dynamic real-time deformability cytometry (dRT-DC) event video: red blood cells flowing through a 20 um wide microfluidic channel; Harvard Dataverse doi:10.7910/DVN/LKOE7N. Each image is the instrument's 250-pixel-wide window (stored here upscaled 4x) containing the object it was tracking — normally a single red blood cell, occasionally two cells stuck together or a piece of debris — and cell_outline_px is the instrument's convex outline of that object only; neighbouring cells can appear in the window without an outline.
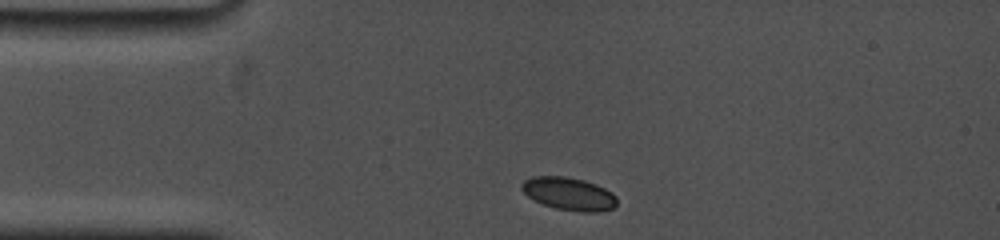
{"species": "common noctule bat (a hibernating species)", "species_latin": "Nyctalus noctula", "temperature_condition": "cold", "stored_images_in_passage": 7, "camera_frame_rate_fps": 5000, "um_per_image_px": 0.085, "animal": {"sex": "female", "body_mass_g": 19.0, "forearm_length_mm": 53.3}, "frame": {"image": 1, "passage_image": 1, "time_ms": 0.0, "image_size_px": [1000, 240], "cell_outline_px": [[616, 208], [600, 212], [580, 212], [556, 208], [544, 204], [528, 196], [520, 188], [520, 184], [524, 180], [532, 176], [564, 176], [584, 180], [596, 184], [612, 192], [616, 196]], "centroid_in_image_um": [48.38, 16.47], "position_along_channel_um": 36.6, "area_um2": 18.32}}
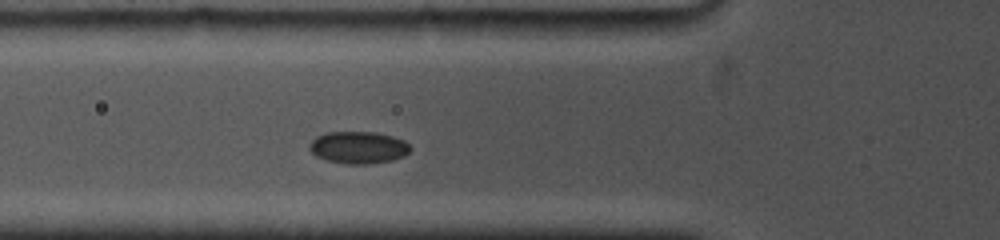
{"frame": {"image": 2, "passage_image": 4, "time_ms": 2.4, "image_size_px": [1000, 240], "cell_outline_px": [[412, 148], [404, 156], [392, 160], [368, 164], [348, 164], [328, 160], [316, 156], [308, 148], [308, 144], [316, 136], [324, 132], [376, 132], [392, 136], [404, 140]], "centroid_in_image_um": [30.45, 12.52], "position_along_channel_um": 95.4, "area_um2": 18.96}}
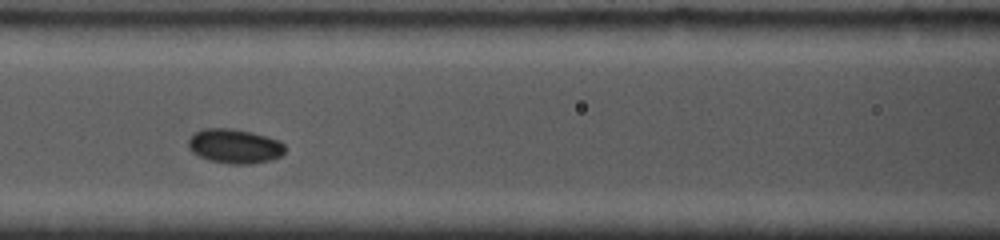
{"frame": {"image": 3, "passage_image": 6, "time_ms": 3.8, "image_size_px": [1000, 240], "cell_outline_px": [[284, 152], [280, 156], [268, 160], [252, 164], [232, 164], [208, 160], [192, 152], [188, 148], [188, 140], [192, 132], [204, 128], [232, 128], [252, 132], [280, 140], [284, 144]], "centroid_in_image_um": [19.91, 12.41], "position_along_channel_um": 146.7, "area_um2": 19.54}}